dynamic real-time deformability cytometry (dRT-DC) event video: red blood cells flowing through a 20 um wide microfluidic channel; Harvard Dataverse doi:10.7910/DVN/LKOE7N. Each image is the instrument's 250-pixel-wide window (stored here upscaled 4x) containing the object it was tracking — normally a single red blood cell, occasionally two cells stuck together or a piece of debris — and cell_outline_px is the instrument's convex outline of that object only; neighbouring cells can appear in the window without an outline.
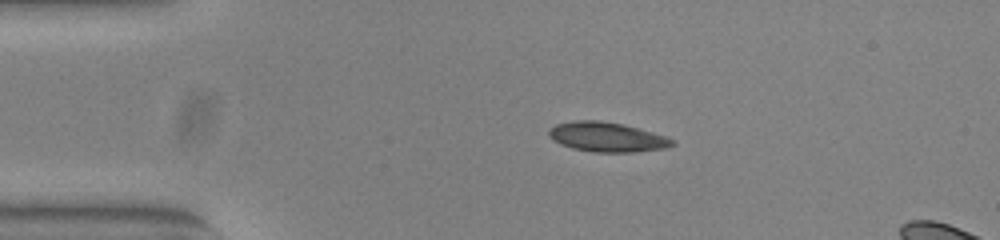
{"species": "common noctule bat (a hibernating species)", "species_latin": "Nyctalus noctula", "temperature_condition": "warm", "stored_images_in_passage": 49, "camera_frame_rate_fps": 3000, "um_per_image_px": 0.085, "animal": {"sex": "female", "body_mass_g": 23.0, "forearm_length_mm": 53.4}, "frame": {"image": 1, "passage_image": 8, "time_ms": 2.333, "image_size_px": [1000, 240], "cell_outline_px": [[676, 144], [668, 148], [632, 152], [592, 152], [572, 148], [560, 144], [552, 140], [548, 136], [548, 128], [556, 124], [572, 120], [600, 120], [624, 124], [664, 136], [672, 140]], "centroid_in_image_um": [51.53, 11.64], "position_along_channel_um": 33.5, "area_um2": 21.44}}
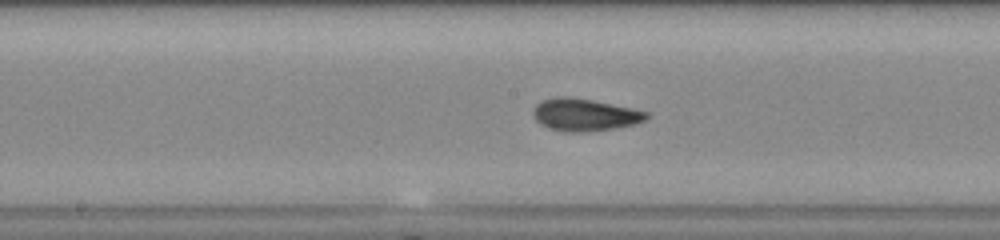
{"frame": {"image": 2, "passage_image": 24, "time_ms": 7.667, "image_size_px": [1000, 240], "cell_outline_px": [[648, 116], [644, 120], [636, 124], [616, 128], [576, 132], [564, 132], [548, 128], [540, 124], [536, 120], [532, 112], [532, 108], [540, 100], [556, 96], [568, 96], [592, 100], [632, 108], [648, 112]], "centroid_in_image_um": [49.64, 9.74], "position_along_channel_um": 198.6, "area_um2": 21.44}}
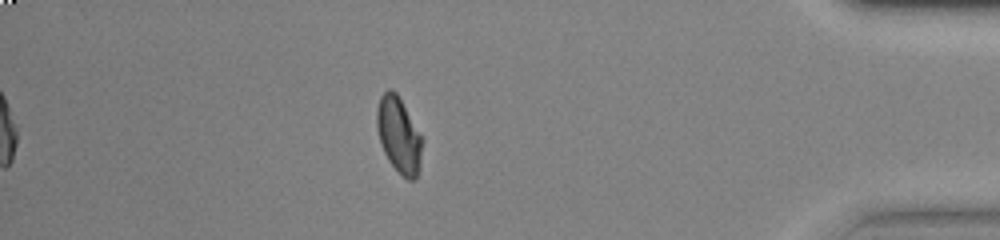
{"frame": {"image": 3, "passage_image": 43, "time_ms": 14.0, "image_size_px": [1000, 240], "cell_outline_px": [[424, 140], [420, 164], [416, 180], [408, 180], [388, 160], [384, 152], [376, 128], [376, 108], [380, 96], [388, 88], [392, 88], [396, 92], [424, 136]], "centroid_in_image_um": [33.93, 11.44], "position_along_channel_um": 401.3, "area_um2": 20.46}, "authors_computed_cell_mechanics": {"area_um2": 20.4612, "velocity_mm_per_s": 3.8994, "shape_relaxation_time_tau1_ms": 9.535, "shape_relaxation_time_tau2_ms": 1.2825, "deformation_change_tau1": 0.2387, "deformation_change_tau2": 0.0394}}